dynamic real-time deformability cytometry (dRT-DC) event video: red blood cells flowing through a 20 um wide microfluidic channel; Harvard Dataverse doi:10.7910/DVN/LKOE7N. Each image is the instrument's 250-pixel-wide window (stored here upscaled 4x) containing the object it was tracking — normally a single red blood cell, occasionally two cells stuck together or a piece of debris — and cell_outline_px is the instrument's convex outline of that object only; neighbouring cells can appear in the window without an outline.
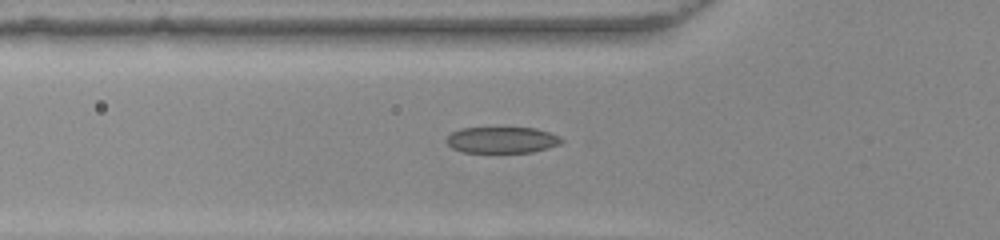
{"species": "common noctule bat (a hibernating species)", "species_latin": "Nyctalus noctula", "temperature_condition": "warm", "stored_images_in_passage": 40, "camera_frame_rate_fps": 3000, "um_per_image_px": 0.085, "animal": {"sex": "female", "body_mass_g": 22.0, "forearm_length_mm": 56.7}, "frame": {"image": 1, "passage_image": 9, "time_ms": 2.667, "image_size_px": [1000, 240], "cell_outline_px": [[564, 140], [560, 144], [532, 152], [464, 152], [452, 148], [444, 140], [452, 132], [460, 128], [536, 128], [560, 136]], "centroid_in_image_um": [42.65, 11.89], "position_along_channel_um": 83.1, "area_um2": 17.51}}
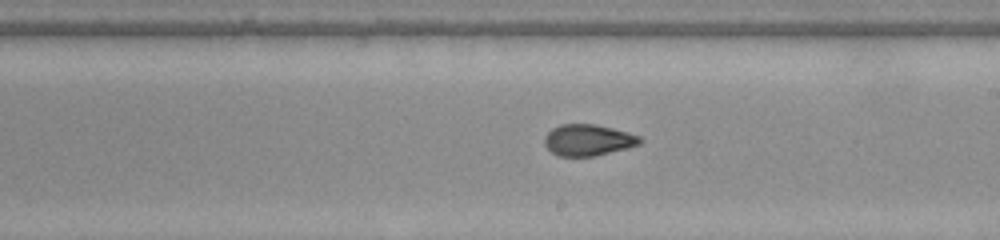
{"frame": {"image": 2, "passage_image": 21, "time_ms": 6.667, "image_size_px": [1000, 240], "cell_outline_px": [[644, 140], [640, 144], [628, 148], [596, 156], [556, 156], [544, 144], [544, 136], [552, 128], [560, 124], [596, 124], [628, 132], [640, 136]], "centroid_in_image_um": [50.0, 11.9], "position_along_channel_um": 239.0, "area_um2": 17.63}}
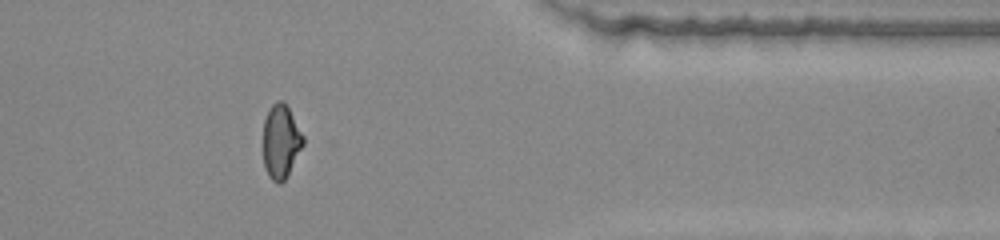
{"frame": {"image": 3, "passage_image": 34, "time_ms": 11.0, "image_size_px": [1000, 240], "cell_outline_px": [[304, 144], [284, 180], [280, 184], [276, 184], [268, 176], [264, 168], [264, 120], [272, 104], [276, 100], [284, 100], [304, 136]], "centroid_in_image_um": [23.88, 12.02], "position_along_channel_um": 387.5, "area_um2": 17.11}, "authors_computed_cell_mechanics": {"area_um2": 17.8313, "velocity_mm_per_s": 3.8943, "shape_relaxation_time_tau1_ms": 4.5182, "shape_relaxation_time_tau2_ms": 1.0929, "deformation_change_tau1": 0.1861, "deformation_change_tau2": 0.0685}}